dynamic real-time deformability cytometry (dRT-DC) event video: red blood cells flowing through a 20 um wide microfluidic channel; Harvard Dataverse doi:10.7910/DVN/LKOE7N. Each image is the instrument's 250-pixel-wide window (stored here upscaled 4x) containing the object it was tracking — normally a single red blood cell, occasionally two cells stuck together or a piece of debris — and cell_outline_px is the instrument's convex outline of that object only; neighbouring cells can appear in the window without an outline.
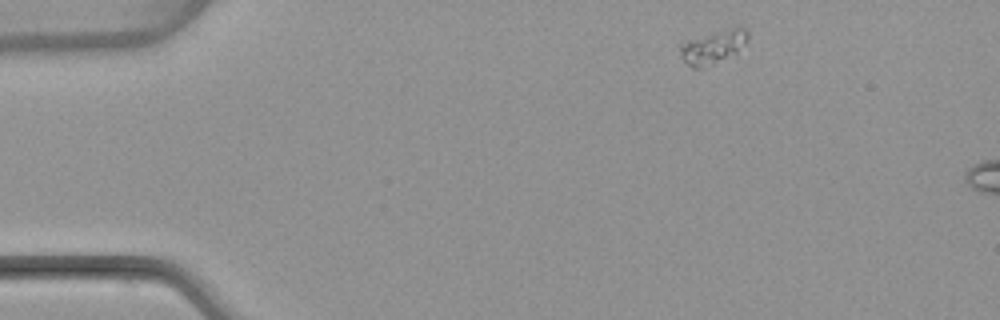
{"species": "common noctule bat (a hibernating species)", "species_latin": "Nyctalus noctula", "temperature_condition": "warm", "stored_images_in_passage": 4, "camera_frame_rate_fps": 3000, "um_per_image_px": 0.085, "animal": {"sex": "female", "body_mass_g": 22.7, "forearm_length_mm": 54.2}, "frame": {"image": 1, "passage_image": 1, "time_ms": 0.0, "image_size_px": [1000, 320], "cell_outline_px": [[748, 40], [736, 52], [704, 68], [692, 68], [684, 60], [680, 52], [680, 44], [688, 40], [736, 24], [740, 24], [748, 32]], "centroid_in_image_um": [60.65, 3.93], "position_along_channel_um": 24.3, "area_um2": 13.24}}
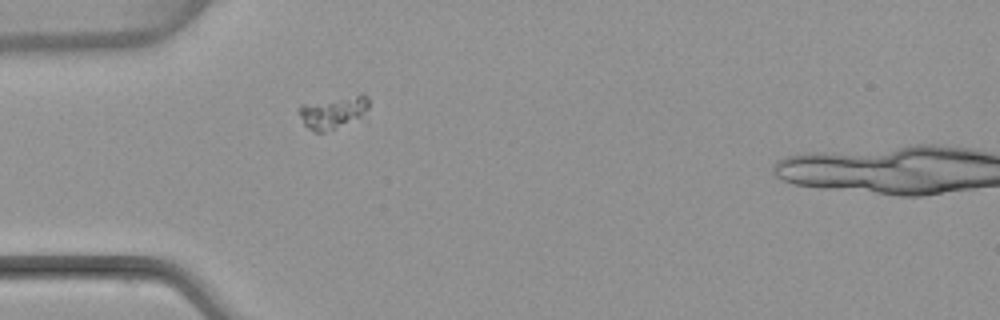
{"frame": {"image": 2, "passage_image": 3, "time_ms": 2.667, "image_size_px": [1000, 320], "cell_outline_px": [[368, 108], [360, 116], [324, 132], [316, 132], [308, 128], [304, 124], [300, 116], [300, 104], [360, 92], [368, 96]], "centroid_in_image_um": [28.31, 9.47], "position_along_channel_um": 56.7, "area_um2": 13.06}}